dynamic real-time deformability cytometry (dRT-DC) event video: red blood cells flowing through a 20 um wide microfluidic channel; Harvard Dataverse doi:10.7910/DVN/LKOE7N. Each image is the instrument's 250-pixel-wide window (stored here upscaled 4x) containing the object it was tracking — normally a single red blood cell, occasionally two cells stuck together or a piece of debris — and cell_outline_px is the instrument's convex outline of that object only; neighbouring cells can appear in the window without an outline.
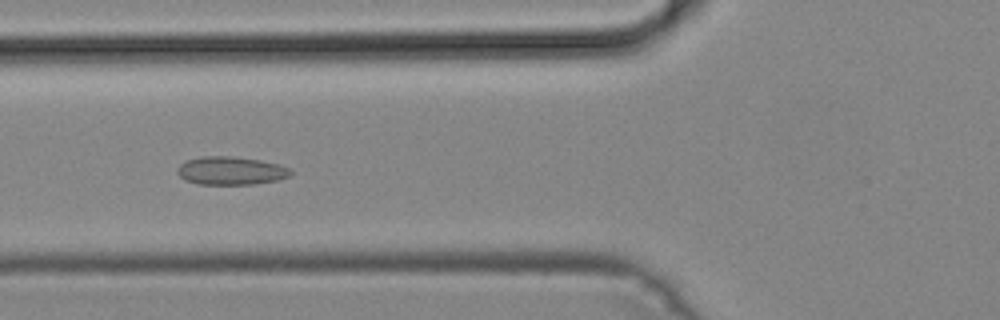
{"species": "common noctule bat (a hibernating species)", "species_latin": "Nyctalus noctula", "temperature_condition": "cold", "stored_images_in_passage": 50, "camera_frame_rate_fps": 3000, "um_per_image_px": 0.085, "animal": {"sex": "male", "body_mass_g": 19.2, "forearm_length_mm": 51.8}, "frame": {"image": 1, "passage_image": 19, "time_ms": 6.0, "image_size_px": [1000, 320], "cell_outline_px": [[292, 172], [288, 176], [276, 180], [256, 184], [196, 184], [184, 180], [176, 172], [176, 168], [180, 164], [188, 160], [200, 156], [232, 156], [260, 160], [280, 164], [292, 168]], "centroid_in_image_um": [19.61, 14.51], "position_along_channel_um": 106.2, "area_um2": 18.79}}
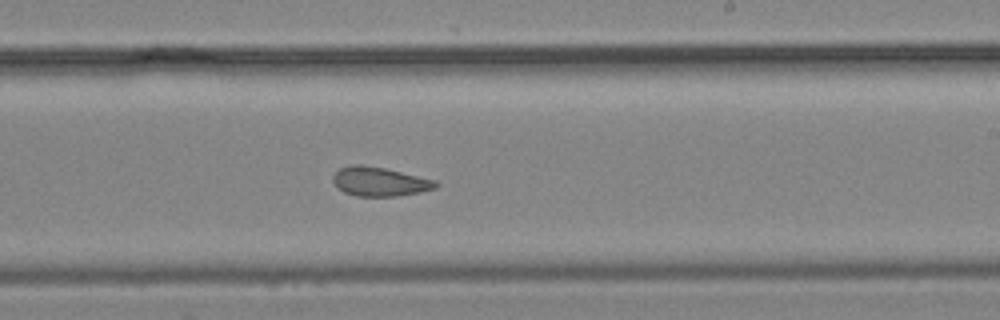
{"frame": {"image": 2, "passage_image": 30, "time_ms": 9.667, "image_size_px": [1000, 320], "cell_outline_px": [[440, 184], [436, 188], [420, 192], [396, 196], [356, 196], [344, 192], [336, 188], [332, 180], [332, 176], [340, 168], [352, 164], [360, 164], [384, 168], [436, 180]], "centroid_in_image_um": [32.25, 15.44], "position_along_channel_um": 256.8, "area_um2": 17.51}}
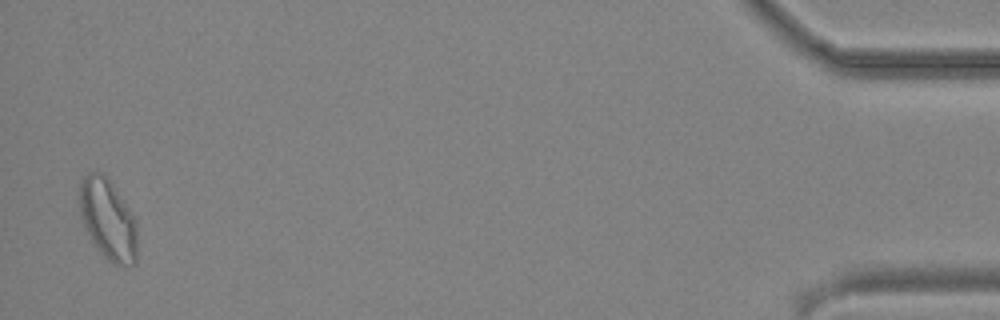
{"frame": {"image": 3, "passage_image": 49, "time_ms": 16.0, "image_size_px": [1000, 320], "cell_outline_px": [[136, 264], [112, 264], [100, 252], [84, 228], [80, 216], [80, 180], [88, 172], [104, 172], [108, 176], [136, 220]], "centroid_in_image_um": [9.16, 18.61], "position_along_channel_um": 426.0, "area_um2": 27.17}}